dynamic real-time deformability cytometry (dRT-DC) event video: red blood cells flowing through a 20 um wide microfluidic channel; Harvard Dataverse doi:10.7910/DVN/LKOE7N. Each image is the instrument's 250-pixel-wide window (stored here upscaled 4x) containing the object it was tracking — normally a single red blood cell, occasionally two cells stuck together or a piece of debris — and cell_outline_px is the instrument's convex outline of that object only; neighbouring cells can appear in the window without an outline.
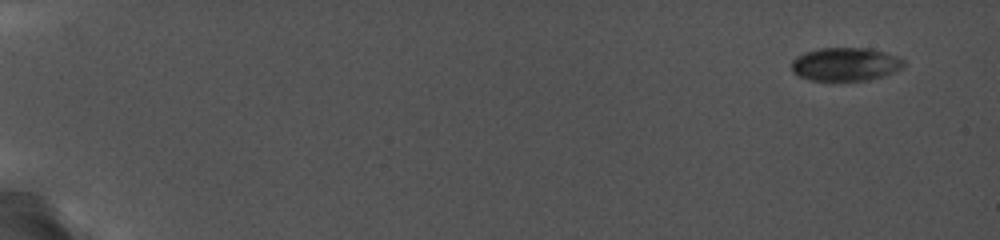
{"species": "common noctule bat (a hibernating species)", "species_latin": "Nyctalus noctula", "temperature_condition": "cold", "stored_images_in_passage": 37, "camera_frame_rate_fps": 5000, "um_per_image_px": 0.085, "animal": {"sex": "female", "body_mass_g": 19.0, "forearm_length_mm": 56.7}, "frame": {"image": 1, "passage_image": 1, "time_ms": 0.0, "image_size_px": [1000, 240], "cell_outline_px": [[904, 68], [896, 72], [884, 76], [868, 80], [808, 80], [792, 72], [792, 60], [796, 56], [804, 52], [820, 48], [868, 48], [900, 56], [904, 60]], "centroid_in_image_um": [71.89, 5.46], "position_along_channel_um": 13.1, "area_um2": 22.02}}
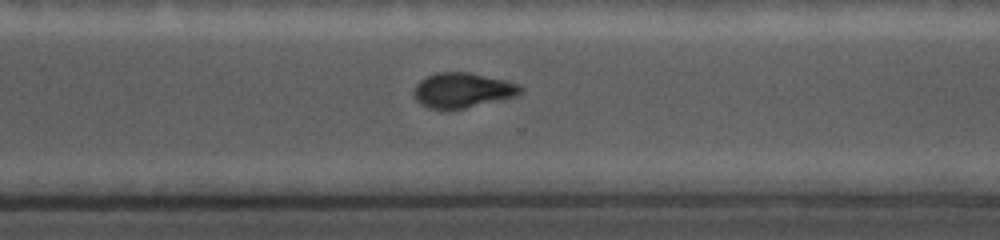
{"frame": {"image": 2, "passage_image": 29, "time_ms": 13.2, "image_size_px": [1000, 240], "cell_outline_px": [[524, 92], [516, 96], [464, 108], [428, 108], [420, 104], [416, 100], [416, 84], [420, 80], [436, 72], [472, 72], [520, 84], [524, 88]], "centroid_in_image_um": [39.37, 7.65], "position_along_channel_um": 331.2, "area_um2": 21.5}}
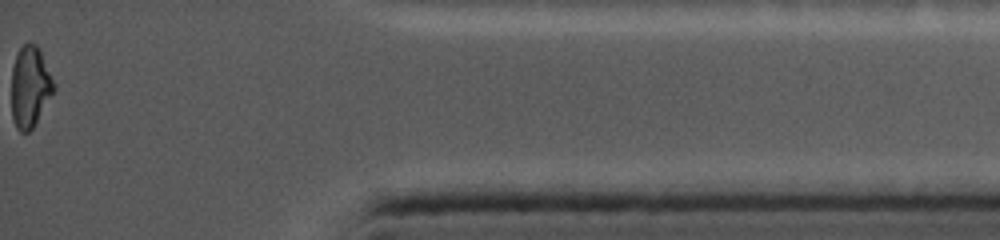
{"frame": {"image": 3, "passage_image": 37, "time_ms": 16.6, "image_size_px": [1000, 240], "cell_outline_px": [[56, 88], [32, 128], [28, 132], [20, 132], [16, 128], [12, 116], [12, 68], [16, 56], [20, 48], [24, 44], [36, 44], [40, 48]], "centroid_in_image_um": [2.55, 7.37], "position_along_channel_um": 432.6, "area_um2": 19.77}, "authors_computed_cell_mechanics": {"area_um2": 22.0796, "velocity_mm_per_s": 3.758, "shape_relaxation_time_tau1_ms": null, "shape_relaxation_time_tau2_ms": 1.2381, "deformation_change_tau1": null, "deformation_change_tau2": 0.0401}}